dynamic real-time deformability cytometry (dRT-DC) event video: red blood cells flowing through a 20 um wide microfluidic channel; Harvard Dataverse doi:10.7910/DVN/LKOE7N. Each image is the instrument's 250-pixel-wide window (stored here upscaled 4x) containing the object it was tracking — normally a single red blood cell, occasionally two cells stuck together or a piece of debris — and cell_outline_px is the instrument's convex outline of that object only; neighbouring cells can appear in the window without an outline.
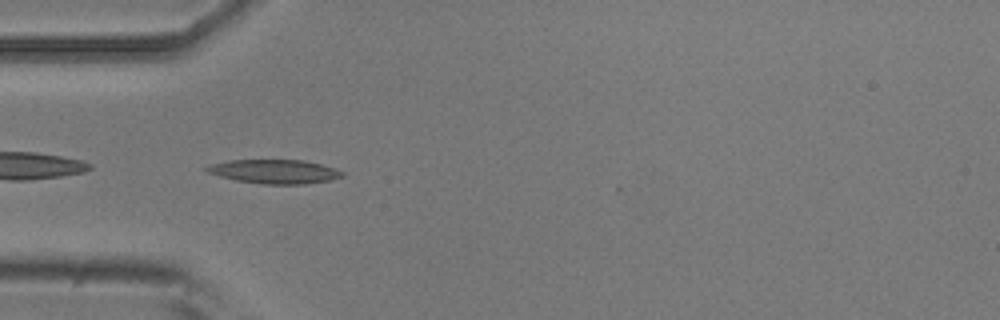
{"species": "common noctule bat (a hibernating species)", "species_latin": "Nyctalus noctula", "temperature_condition": "room temperature", "stored_images_in_passage": 5, "camera_frame_rate_fps": 3000, "um_per_image_px": 0.085, "animal": {"sex": "male", "body_mass_g": 20.5, "forearm_length_mm": 52.5}, "frame": {"image": 1, "passage_image": 4, "time_ms": 1.0, "image_size_px": [1000, 320], "cell_outline_px": [[344, 176], [332, 180], [304, 184], [260, 184], [236, 180], [220, 176], [208, 172], [204, 168], [212, 164], [228, 160], [304, 160], [336, 168], [344, 172]], "centroid_in_image_um": [23.38, 14.58], "position_along_channel_um": 61.6, "area_um2": 18.96}}
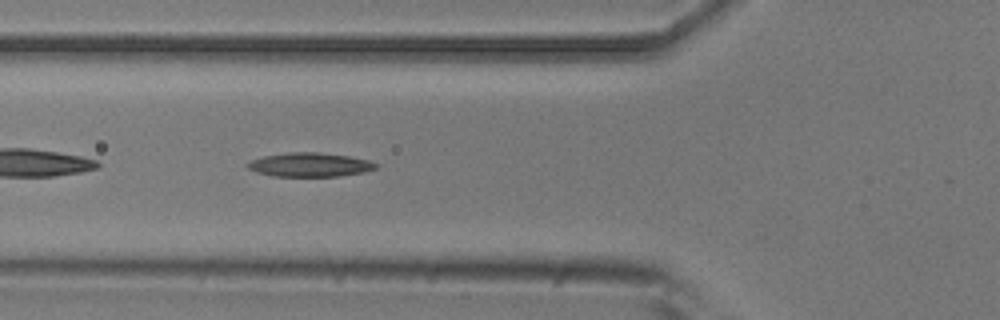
{"frame": {"image": 2, "passage_image": 5, "time_ms": 1.333, "image_size_px": [1000, 320], "cell_outline_px": [[380, 168], [364, 172], [340, 176], [272, 176], [256, 172], [248, 168], [244, 164], [252, 160], [264, 156], [288, 152], [316, 152], [348, 156], [368, 160], [380, 164]], "centroid_in_image_um": [26.36, 14.0], "position_along_channel_um": 99.4, "area_um2": 18.03}}